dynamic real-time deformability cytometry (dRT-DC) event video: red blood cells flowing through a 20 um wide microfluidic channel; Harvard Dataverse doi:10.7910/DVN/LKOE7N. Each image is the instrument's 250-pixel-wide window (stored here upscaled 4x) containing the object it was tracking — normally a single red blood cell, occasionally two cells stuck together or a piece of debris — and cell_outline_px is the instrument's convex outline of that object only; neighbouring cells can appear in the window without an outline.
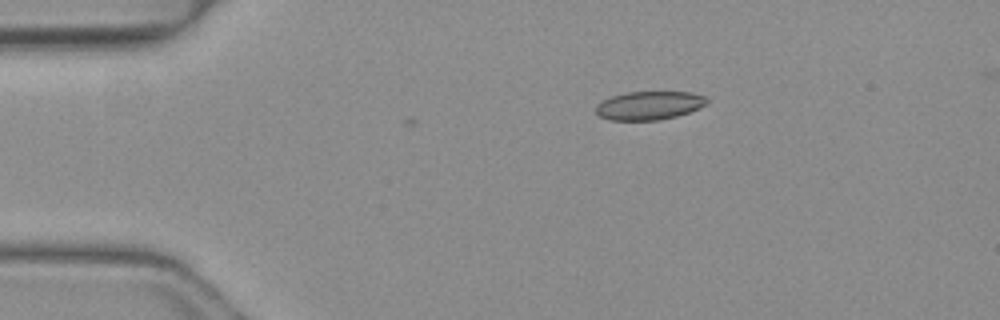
{"species": "common noctule bat (a hibernating species)", "species_latin": "Nyctalus noctula", "temperature_condition": "warm", "stored_images_in_passage": 4, "camera_frame_rate_fps": 3000, "um_per_image_px": 0.085, "animal": {"sex": "female", "body_mass_g": 19.3, "forearm_length_mm": 54.1}, "frame": {"image": 1, "passage_image": 4, "time_ms": 1.0, "image_size_px": [1000, 320], "cell_outline_px": [[708, 100], [700, 108], [676, 116], [660, 120], [608, 120], [600, 116], [596, 112], [596, 104], [612, 96], [628, 92], [692, 92], [708, 96]], "centroid_in_image_um": [55.2, 8.96], "position_along_channel_um": 29.8, "area_um2": 18.44}}